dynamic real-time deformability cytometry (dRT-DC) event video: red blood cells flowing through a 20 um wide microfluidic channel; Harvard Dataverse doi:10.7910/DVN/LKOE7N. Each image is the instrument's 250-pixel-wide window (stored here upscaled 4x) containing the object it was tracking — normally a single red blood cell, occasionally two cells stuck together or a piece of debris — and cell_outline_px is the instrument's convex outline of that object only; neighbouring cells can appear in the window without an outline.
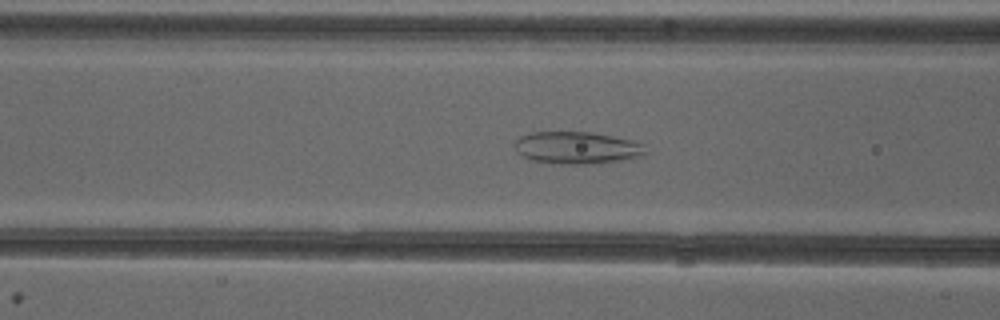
{"species": "common noctule bat (a hibernating species)", "species_latin": "Nyctalus noctula", "temperature_condition": "cold", "stored_images_in_passage": 51, "camera_frame_rate_fps": 3000, "um_per_image_px": 0.085, "animal": {"sex": "female"}, "frame": {"image": 1, "passage_image": 20, "time_ms": 6.333, "image_size_px": [1000, 320], "cell_outline_px": [[648, 152], [644, 156], [600, 164], [556, 164], [528, 160], [516, 152], [512, 144], [520, 136], [532, 132], [592, 132], [632, 140], [644, 144]], "centroid_in_image_um": [49.03, 12.58], "position_along_channel_um": 117.6, "area_um2": 25.2}}
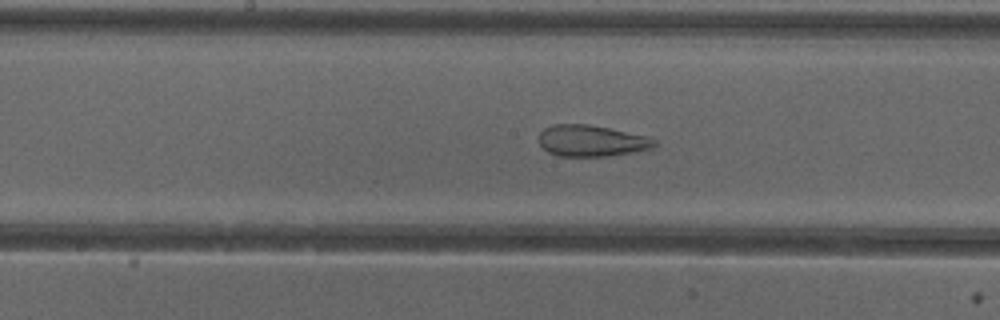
{"frame": {"image": 2, "passage_image": 26, "time_ms": 8.333, "image_size_px": [1000, 320], "cell_outline_px": [[656, 144], [652, 148], [608, 156], [560, 156], [548, 152], [540, 144], [540, 132], [544, 128], [556, 124], [588, 124], [648, 136], [656, 140]], "centroid_in_image_um": [50.27, 11.96], "position_along_channel_um": 197.9, "area_um2": 20.87}}
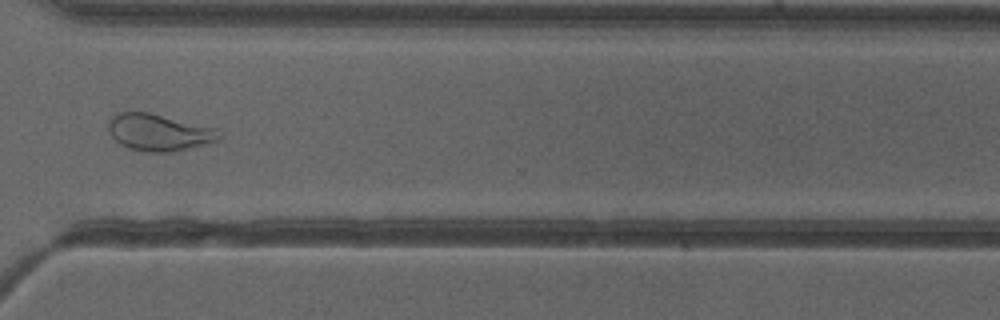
{"frame": {"image": 3, "passage_image": 38, "time_ms": 12.333, "image_size_px": [1000, 320], "cell_outline_px": [[224, 136], [220, 140], [172, 152], [144, 152], [128, 148], [120, 144], [108, 132], [108, 120], [116, 112], [148, 112], [216, 128]], "centroid_in_image_um": [13.5, 11.25], "position_along_channel_um": 357.1, "area_um2": 23.93}, "authors_computed_cell_mechanics": {"area_um2": 27.3394, "velocity_mm_per_s": 3.9938, "shape_relaxation_time_tau1_ms": null, "shape_relaxation_time_tau2_ms": 1.9649, "deformation_change_tau1": null, "deformation_change_tau2": 0.1051}}